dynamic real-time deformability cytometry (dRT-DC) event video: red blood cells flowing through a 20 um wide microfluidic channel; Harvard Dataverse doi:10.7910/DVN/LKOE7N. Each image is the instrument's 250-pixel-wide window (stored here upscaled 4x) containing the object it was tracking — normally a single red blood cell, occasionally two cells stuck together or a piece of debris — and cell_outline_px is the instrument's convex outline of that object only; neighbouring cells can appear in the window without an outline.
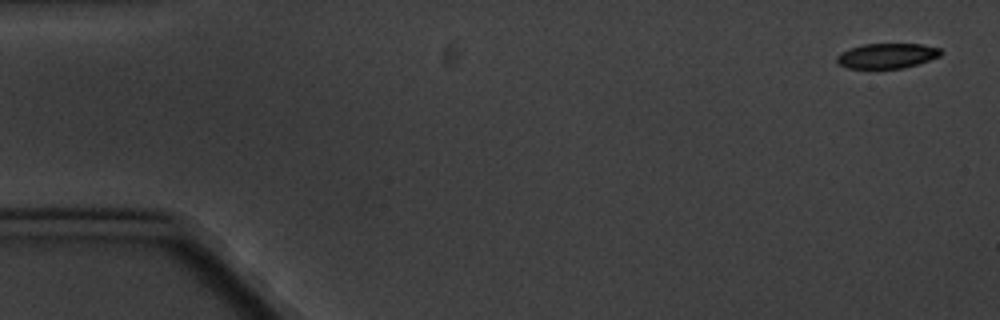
{"species": "common noctule bat (a hibernating species)", "species_latin": "Nyctalus noctula", "temperature_condition": "cold", "stored_images_in_passage": 16, "camera_frame_rate_fps": 3000, "um_per_image_px": 0.085, "animal": {"sex": "male", "body_mass_g": 20.1, "forearm_length_mm": 53.5}, "frame": {"image": 1, "passage_image": 1, "time_ms": 0.0, "image_size_px": [1000, 320], "cell_outline_px": [[944, 52], [940, 56], [904, 68], [848, 68], [840, 64], [836, 60], [836, 56], [840, 52], [864, 44], [924, 44], [940, 48]], "centroid_in_image_um": [75.42, 4.73], "position_along_channel_um": 9.6, "area_um2": 15.09}}
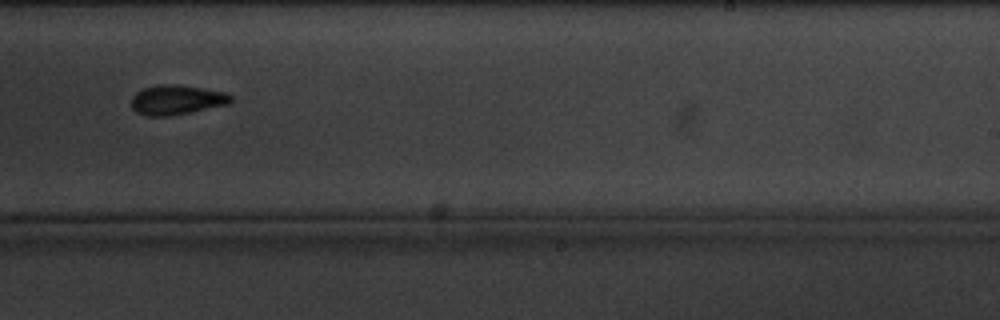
{"frame": {"image": 2, "passage_image": 10, "time_ms": 11.667, "image_size_px": [1000, 320], "cell_outline_px": [[232, 100], [228, 104], [168, 116], [148, 116], [136, 112], [132, 108], [132, 96], [136, 92], [144, 88], [156, 84], [180, 84], [228, 92], [232, 96]], "centroid_in_image_um": [15.02, 8.46], "position_along_channel_um": 274.0, "area_um2": 17.28}}
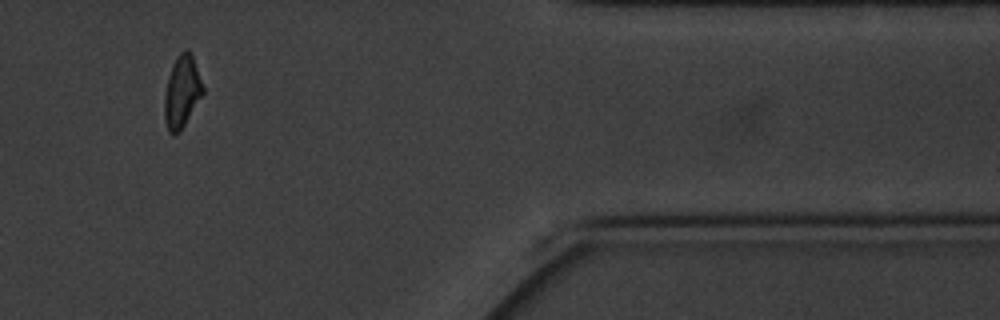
{"frame": {"image": 3, "passage_image": 14, "time_ms": 16.333, "image_size_px": [1000, 320], "cell_outline_px": [[204, 92], [180, 132], [168, 132], [164, 120], [164, 96], [168, 76], [172, 64], [176, 56], [184, 48], [188, 48], [192, 56], [204, 88]], "centroid_in_image_um": [15.44, 7.77], "position_along_channel_um": 396.0, "area_um2": 16.13}, "authors_computed_cell_mechanics": {"area_um2": 17.0799, "velocity_mm_per_s": 3.2988, "shape_relaxation_time_tau1_ms": 3.4553, "shape_relaxation_time_tau2_ms": null, "deformation_change_tau1": 0.1105, "deformation_change_tau2": null}}